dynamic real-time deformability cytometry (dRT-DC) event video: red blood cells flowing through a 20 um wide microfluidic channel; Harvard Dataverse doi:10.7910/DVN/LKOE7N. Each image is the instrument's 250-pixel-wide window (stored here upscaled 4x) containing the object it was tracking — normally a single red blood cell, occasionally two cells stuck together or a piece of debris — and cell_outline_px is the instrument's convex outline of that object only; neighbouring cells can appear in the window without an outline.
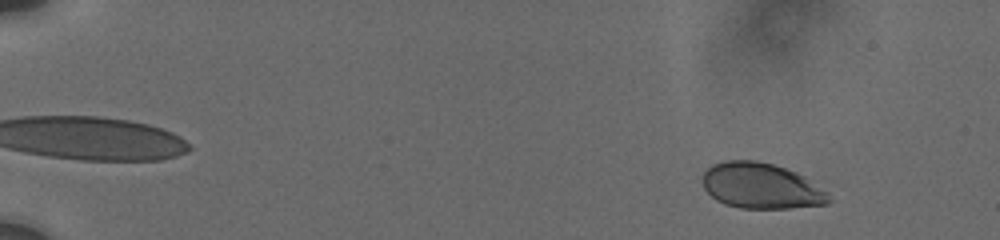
{"species": "human", "species_latin": "Homo sapiens", "temperature_condition": "cold", "stored_images_in_passage": 25, "camera_frame_rate_fps": 3000, "um_per_image_px": 0.085, "donor": {"sex": "male"}, "frame": {"image": 1, "passage_image": 7, "time_ms": 2.0, "image_size_px": [1000, 240], "cell_outline_px": [[832, 200], [828, 204], [788, 208], [740, 208], [724, 204], [716, 200], [704, 188], [704, 172], [712, 164], [724, 160], [756, 160], [772, 164], [796, 172], [804, 176], [824, 192]], "centroid_in_image_um": [64.66, 15.8], "position_along_channel_um": 20.3, "area_um2": 33.23}}
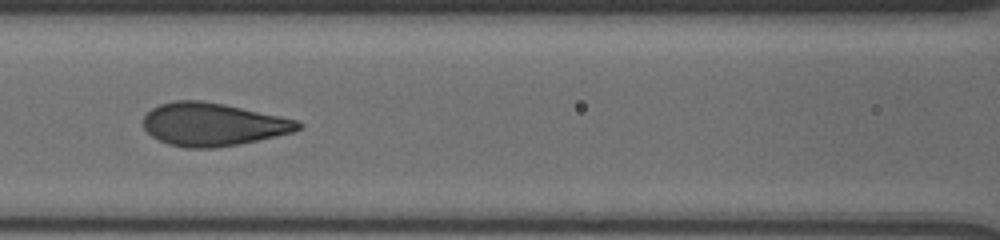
{"frame": {"image": 2, "passage_image": 20, "time_ms": 9.333, "image_size_px": [1000, 240], "cell_outline_px": [[304, 124], [300, 128], [292, 132], [276, 136], [240, 144], [212, 148], [188, 148], [168, 144], [152, 136], [144, 128], [144, 116], [152, 108], [160, 104], [176, 100], [200, 100], [224, 104], [280, 116], [296, 120]], "centroid_in_image_um": [18.09, 10.57], "position_along_channel_um": 148.5, "area_um2": 38.55}}
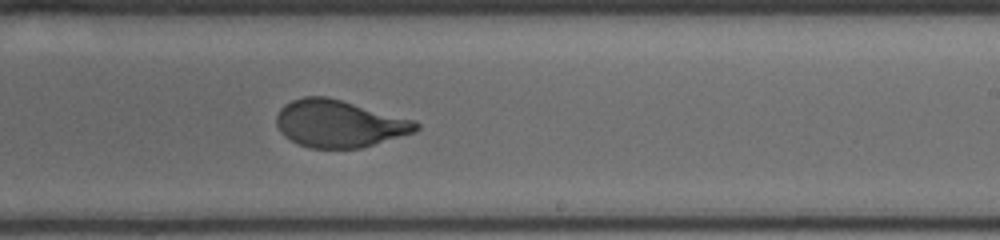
{"frame": {"image": 3, "passage_image": 25, "time_ms": 12.333, "image_size_px": [1000, 240], "cell_outline_px": [[420, 128], [416, 132], [360, 148], [308, 148], [284, 136], [280, 132], [276, 124], [276, 116], [280, 108], [284, 104], [292, 100], [304, 96], [328, 96], [416, 120], [420, 124]], "centroid_in_image_um": [28.84, 10.5], "position_along_channel_um": 260.2, "area_um2": 38.67}}